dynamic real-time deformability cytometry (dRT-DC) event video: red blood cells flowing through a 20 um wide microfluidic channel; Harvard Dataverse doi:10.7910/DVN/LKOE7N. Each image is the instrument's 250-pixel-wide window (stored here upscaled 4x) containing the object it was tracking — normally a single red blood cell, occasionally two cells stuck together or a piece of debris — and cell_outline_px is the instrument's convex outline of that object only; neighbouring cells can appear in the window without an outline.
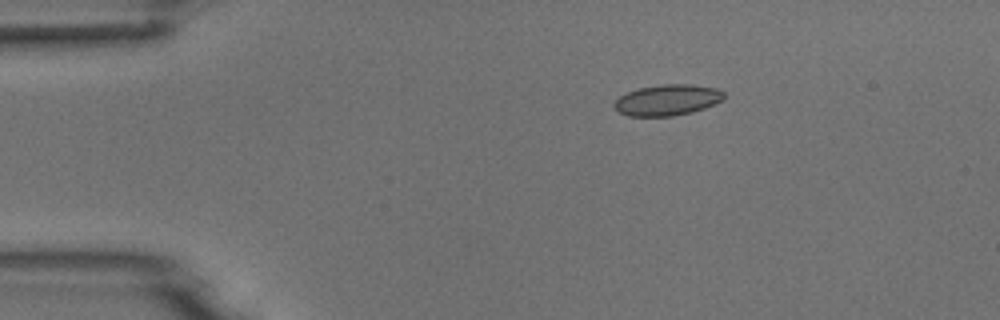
{"species": "common noctule bat (a hibernating species)", "species_latin": "Nyctalus noctula", "temperature_condition": "room temperature", "stored_images_in_passage": 5, "camera_frame_rate_fps": 3000, "um_per_image_px": 0.085, "animal": {"sex": "male", "body_mass_g": 18.8}, "frame": {"image": 1, "passage_image": 2, "time_ms": 2.0, "image_size_px": [1000, 320], "cell_outline_px": [[724, 96], [720, 100], [704, 108], [692, 112], [672, 116], [628, 116], [620, 112], [612, 104], [620, 96], [628, 92], [640, 88], [660, 84], [692, 84], [716, 88], [724, 92]], "centroid_in_image_um": [56.71, 8.49], "position_along_channel_um": 28.3, "area_um2": 19.59}}
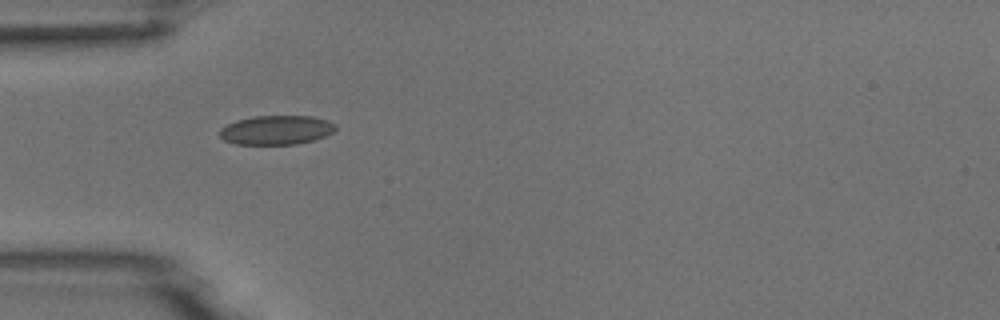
{"frame": {"image": 2, "passage_image": 4, "time_ms": 4.333, "image_size_px": [1000, 320], "cell_outline_px": [[336, 128], [332, 132], [316, 140], [296, 144], [236, 144], [224, 140], [220, 136], [220, 128], [236, 120], [256, 116], [312, 116], [328, 120], [336, 124]], "centroid_in_image_um": [23.51, 11.05], "position_along_channel_um": 61.5, "area_um2": 19.71}}
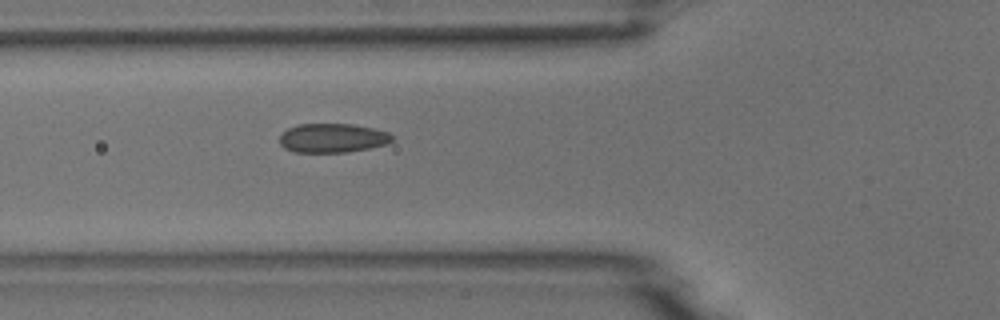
{"frame": {"image": 3, "passage_image": 5, "time_ms": 5.333, "image_size_px": [1000, 320], "cell_outline_px": [[392, 140], [388, 144], [348, 152], [296, 152], [284, 148], [280, 144], [280, 136], [288, 128], [296, 124], [352, 124], [372, 128], [388, 132], [392, 136]], "centroid_in_image_um": [28.25, 11.73], "position_along_channel_um": 97.5, "area_um2": 19.02}}